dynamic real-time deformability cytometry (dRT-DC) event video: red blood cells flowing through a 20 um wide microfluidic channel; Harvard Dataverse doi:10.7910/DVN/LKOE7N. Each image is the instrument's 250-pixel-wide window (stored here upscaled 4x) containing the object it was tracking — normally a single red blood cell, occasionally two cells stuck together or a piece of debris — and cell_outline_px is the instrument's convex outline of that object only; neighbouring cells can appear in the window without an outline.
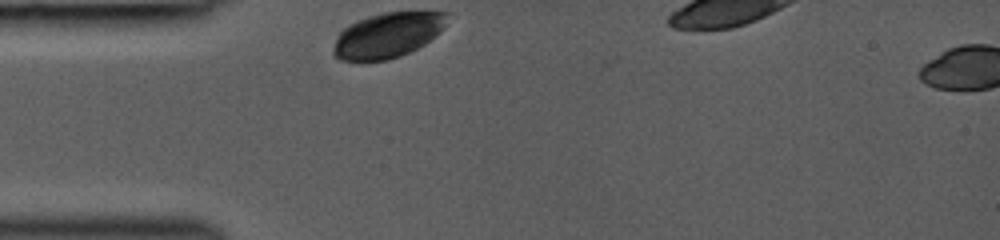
{"species": "common noctule bat (a hibernating species)", "species_latin": "Nyctalus noctula", "temperature_condition": "room temperature", "stored_images_in_passage": 2, "camera_frame_rate_fps": 3000, "um_per_image_px": 0.085, "animal": {"sex": "female", "body_mass_g": 19.0, "forearm_length_mm": 53.3}, "frame": {"image": 1, "passage_image": 1, "time_ms": 0.0, "image_size_px": [1000, 240], "cell_outline_px": [[452, 12], [440, 32], [424, 44], [400, 56], [384, 60], [340, 60], [332, 56], [332, 52], [336, 36], [348, 24], [356, 20], [368, 16], [384, 12]], "centroid_in_image_um": [32.92, 2.97], "position_along_channel_um": 52.1, "area_um2": 29.88}}